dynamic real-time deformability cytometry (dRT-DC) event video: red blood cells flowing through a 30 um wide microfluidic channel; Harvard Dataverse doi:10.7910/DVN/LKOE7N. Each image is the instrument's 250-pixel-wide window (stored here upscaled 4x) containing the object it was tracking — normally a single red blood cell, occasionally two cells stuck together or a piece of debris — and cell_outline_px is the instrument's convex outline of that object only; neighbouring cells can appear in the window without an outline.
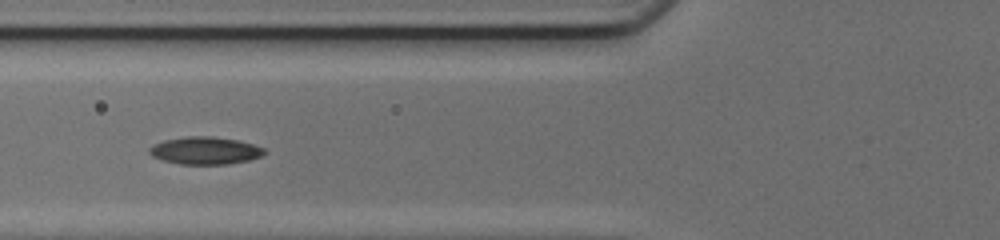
{"species": "common noctule bat (a hibernating species)", "species_latin": "Nyctalus noctula", "temperature_condition": "cold", "stored_images_in_passage": 21, "segment_of_instrument_passage": [2, 2], "camera_frame_rate_fps": 3000, "um_per_image_px": 0.085, "animal": {"sex": "female", "body_mass_g": 17.0, "forearm_length_mm": 48.0}, "frame": {"image": 1, "passage_image": 19, "time_ms": 6.0, "image_size_px": [1000, 240], "cell_outline_px": [[268, 152], [260, 156], [248, 160], [228, 164], [180, 164], [164, 160], [152, 156], [148, 152], [148, 148], [152, 144], [164, 140], [188, 136], [212, 136], [236, 140], [252, 144], [264, 148]], "centroid_in_image_um": [17.41, 12.79], "position_along_channel_um": 108.4, "area_um2": 18.38}}